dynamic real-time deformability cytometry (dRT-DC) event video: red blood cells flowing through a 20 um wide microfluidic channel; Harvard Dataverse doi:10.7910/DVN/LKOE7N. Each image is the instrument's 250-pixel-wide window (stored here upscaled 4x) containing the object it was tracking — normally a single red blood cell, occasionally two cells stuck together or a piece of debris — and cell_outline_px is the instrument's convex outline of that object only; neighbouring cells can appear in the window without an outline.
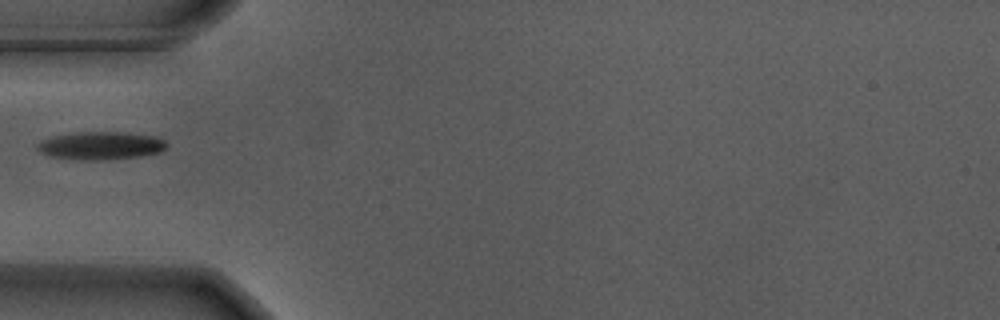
{"species": "Egyptian fruit bat (a non-hibernating species)", "species_latin": "Rousettus aegyptiacus", "temperature_condition": "warm", "stored_images_in_passage": 12, "camera_frame_rate_fps": 3000, "um_per_image_px": 0.085, "animal": {"sex": "male"}, "frame": {"image": 1, "passage_image": 1, "time_ms": 0.0, "image_size_px": [1000, 320], "cell_outline_px": [[168, 144], [160, 152], [140, 156], [96, 160], [92, 160], [48, 156], [40, 152], [36, 148], [36, 144], [40, 140], [52, 136], [80, 132], [120, 132], [156, 136], [164, 140]], "centroid_in_image_um": [8.54, 12.37], "position_along_channel_um": 76.5, "area_um2": 20.87}}
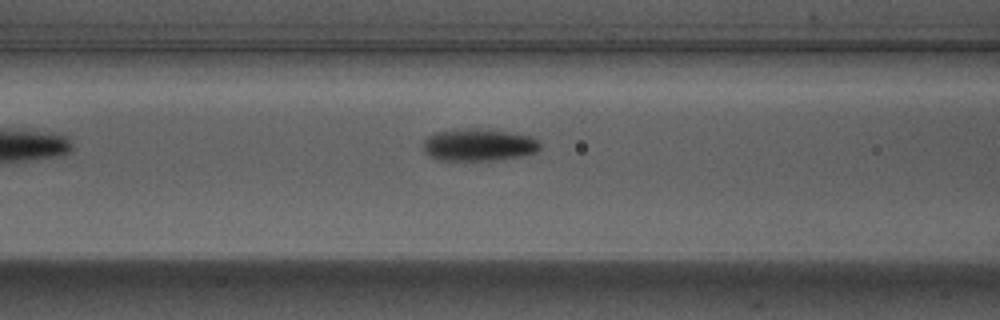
{"frame": {"image": 2, "passage_image": 5, "time_ms": 1.333, "image_size_px": [1000, 320], "cell_outline_px": [[540, 148], [536, 152], [520, 156], [492, 160], [440, 160], [424, 152], [424, 140], [428, 136], [436, 132], [452, 128], [480, 128], [508, 132], [532, 136], [540, 144]], "centroid_in_image_um": [40.67, 12.29], "position_along_channel_um": 125.9, "area_um2": 21.96}}
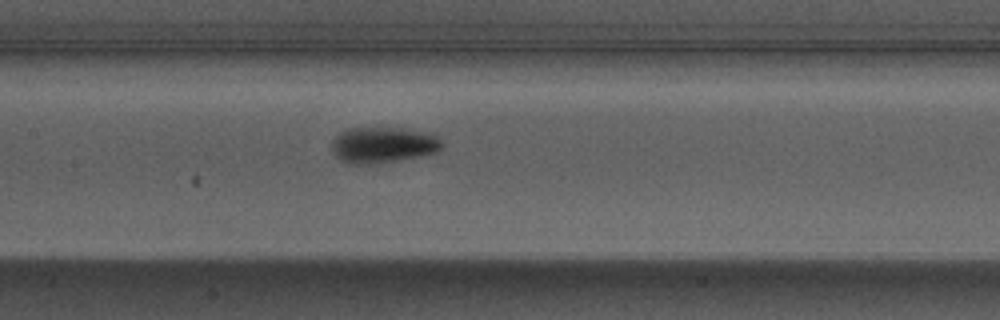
{"frame": {"image": 3, "passage_image": 9, "time_ms": 2.667, "image_size_px": [1000, 320], "cell_outline_px": [[444, 148], [436, 152], [396, 160], [368, 164], [348, 164], [340, 160], [332, 152], [332, 140], [344, 128], [400, 128], [436, 132], [444, 144]], "centroid_in_image_um": [32.59, 12.29], "position_along_channel_um": 174.8, "area_um2": 23.41}}